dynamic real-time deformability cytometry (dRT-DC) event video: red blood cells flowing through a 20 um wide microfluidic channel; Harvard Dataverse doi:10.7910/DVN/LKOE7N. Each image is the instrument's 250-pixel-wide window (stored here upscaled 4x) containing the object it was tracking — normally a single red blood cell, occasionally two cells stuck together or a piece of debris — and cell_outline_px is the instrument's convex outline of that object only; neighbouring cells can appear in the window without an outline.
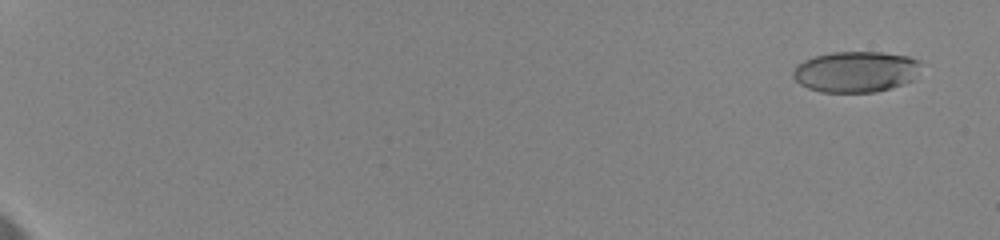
{"species": "human", "species_latin": "Homo sapiens", "temperature_condition": "cold", "stored_images_in_passage": 12, "camera_frame_rate_fps": 3000, "um_per_image_px": 0.085, "donor": {"sex": "female"}, "frame": {"image": 1, "passage_image": 3, "time_ms": 0.667, "image_size_px": [1000, 240], "cell_outline_px": [[920, 64], [912, 80], [892, 88], [876, 92], [820, 92], [808, 88], [800, 84], [792, 76], [792, 72], [796, 64], [804, 60], [816, 56], [832, 52], [884, 52], [908, 56], [920, 60]], "centroid_in_image_um": [72.71, 6.09], "position_along_channel_um": 12.3, "area_um2": 30.58}}